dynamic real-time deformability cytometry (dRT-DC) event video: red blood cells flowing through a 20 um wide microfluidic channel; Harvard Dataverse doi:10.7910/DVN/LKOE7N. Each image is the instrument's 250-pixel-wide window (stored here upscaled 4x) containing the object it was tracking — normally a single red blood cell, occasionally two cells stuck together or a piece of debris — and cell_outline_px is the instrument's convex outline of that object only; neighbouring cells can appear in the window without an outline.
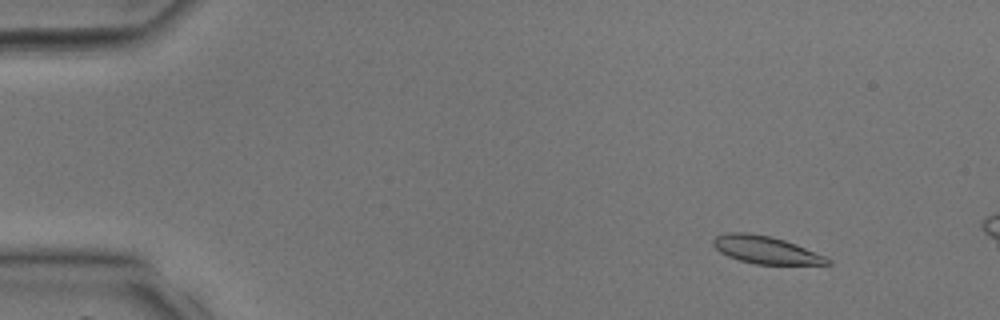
{"species": "common noctule bat (a hibernating species)", "species_latin": "Nyctalus noctula", "temperature_condition": "room temperature", "stored_images_in_passage": 10, "camera_frame_rate_fps": 3000, "um_per_image_px": 0.085, "animal": {"sex": "male", "body_mass_g": 17.9, "forearm_length_mm": 54.2}, "frame": {"image": 1, "passage_image": 5, "time_ms": 1.333, "image_size_px": [1000, 320], "cell_outline_px": [[832, 264], [756, 264], [740, 260], [728, 256], [720, 252], [712, 244], [712, 240], [716, 236], [728, 232], [748, 232], [772, 236], [796, 244], [824, 256], [832, 260]], "centroid_in_image_um": [65.06, 21.22], "position_along_channel_um": 19.9, "area_um2": 18.26}}